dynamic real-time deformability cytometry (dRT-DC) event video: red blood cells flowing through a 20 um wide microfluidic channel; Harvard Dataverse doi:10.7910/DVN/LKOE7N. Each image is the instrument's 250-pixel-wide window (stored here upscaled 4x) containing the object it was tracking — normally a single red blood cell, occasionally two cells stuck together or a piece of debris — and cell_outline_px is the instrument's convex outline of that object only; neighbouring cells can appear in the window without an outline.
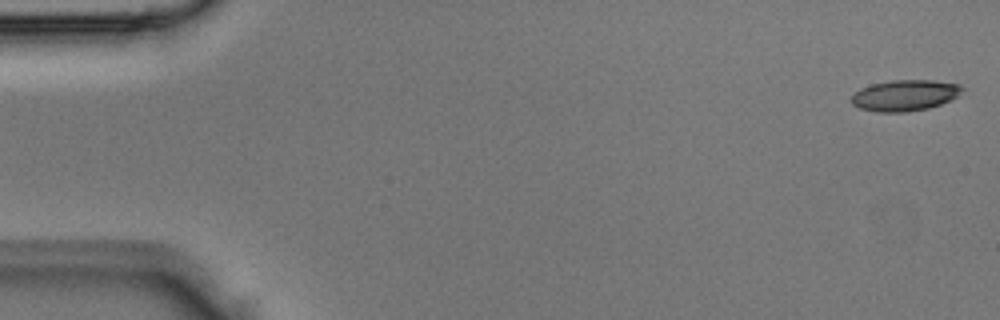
{"species": "Egyptian fruit bat (a non-hibernating species)", "species_latin": "Rousettus aegyptiacus", "temperature_condition": "room temperature", "stored_images_in_passage": 4, "camera_frame_rate_fps": 3000, "um_per_image_px": 0.085, "animal": {"sex": "male"}, "frame": {"image": 1, "passage_image": 1, "time_ms": 0.0, "image_size_px": [1000, 320], "cell_outline_px": [[964, 88], [952, 100], [928, 108], [908, 112], [876, 112], [860, 108], [852, 104], [852, 96], [860, 88], [872, 84], [892, 80], [932, 80], [960, 84]], "centroid_in_image_um": [76.92, 8.11], "position_along_channel_um": 8.1, "area_um2": 20.0}}